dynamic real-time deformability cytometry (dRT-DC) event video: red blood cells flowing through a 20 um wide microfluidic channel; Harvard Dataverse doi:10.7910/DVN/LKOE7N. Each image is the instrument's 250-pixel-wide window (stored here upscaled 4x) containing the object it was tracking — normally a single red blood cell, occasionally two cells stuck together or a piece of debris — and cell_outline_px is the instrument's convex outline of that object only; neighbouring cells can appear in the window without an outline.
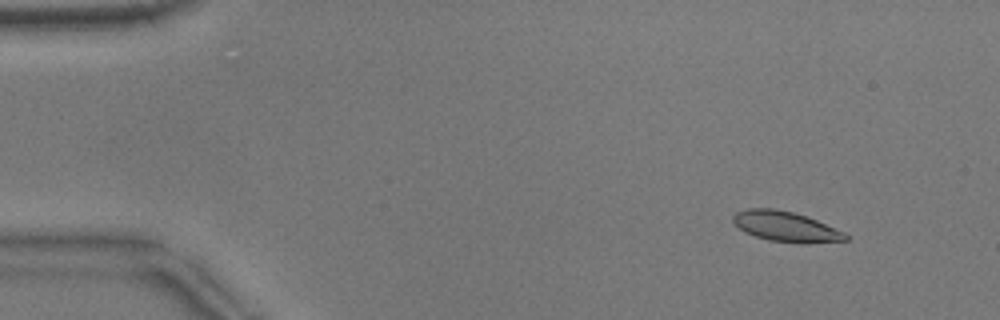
{"species": "common noctule bat (a hibernating species)", "species_latin": "Nyctalus noctula", "temperature_condition": "warm", "stored_images_in_passage": 53, "camera_frame_rate_fps": 3000, "um_per_image_px": 0.085, "animal": {"sex": "male", "body_mass_g": 17.9}, "frame": {"image": 1, "passage_image": 6, "time_ms": 1.667, "image_size_px": [1000, 320], "cell_outline_px": [[848, 240], [768, 240], [744, 232], [732, 220], [732, 216], [736, 212], [748, 208], [772, 208], [792, 212], [816, 220], [844, 232], [848, 236]], "centroid_in_image_um": [66.67, 19.19], "position_along_channel_um": 18.3, "area_um2": 18.5}}
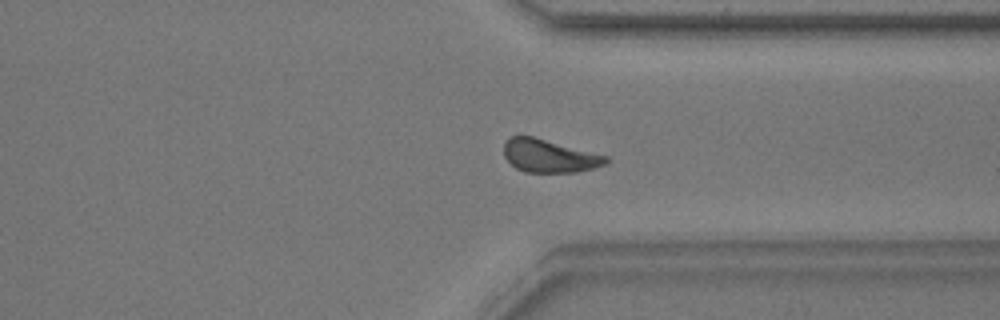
{"frame": {"image": 2, "passage_image": 41, "time_ms": 13.333, "image_size_px": [1000, 320], "cell_outline_px": [[608, 164], [576, 172], [524, 172], [516, 168], [504, 156], [504, 144], [508, 136], [532, 136], [608, 156]], "centroid_in_image_um": [46.68, 13.25], "position_along_channel_um": 364.7, "area_um2": 19.54}}
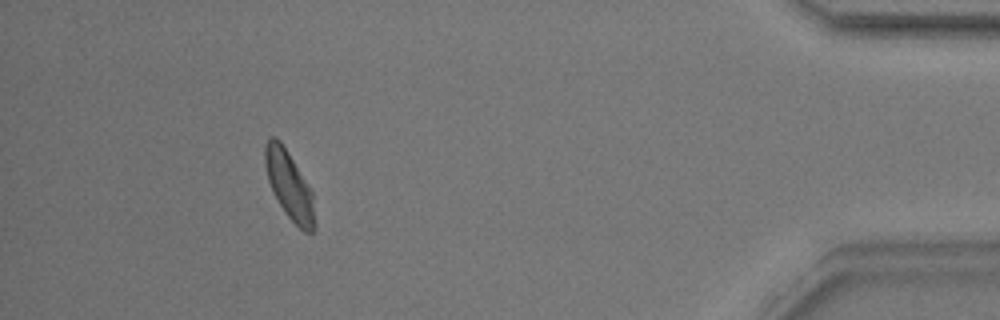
{"frame": {"image": 3, "passage_image": 49, "time_ms": 16.0, "image_size_px": [1000, 320], "cell_outline_px": [[316, 228], [312, 232], [304, 232], [284, 212], [272, 192], [268, 180], [264, 164], [264, 144], [268, 136], [276, 136], [280, 140], [288, 152], [312, 192], [316, 224]], "centroid_in_image_um": [24.56, 15.73], "position_along_channel_um": 410.6, "area_um2": 19.83}, "authors_computed_cell_mechanics": {"area_um2": 19.9988, "velocity_mm_per_s": 3.8163, "shape_relaxation_time_tau1_ms": 3.7128, "shape_relaxation_time_tau2_ms": 1.8881, "deformation_change_tau1": 0.1472, "deformation_change_tau2": 0.0921}}